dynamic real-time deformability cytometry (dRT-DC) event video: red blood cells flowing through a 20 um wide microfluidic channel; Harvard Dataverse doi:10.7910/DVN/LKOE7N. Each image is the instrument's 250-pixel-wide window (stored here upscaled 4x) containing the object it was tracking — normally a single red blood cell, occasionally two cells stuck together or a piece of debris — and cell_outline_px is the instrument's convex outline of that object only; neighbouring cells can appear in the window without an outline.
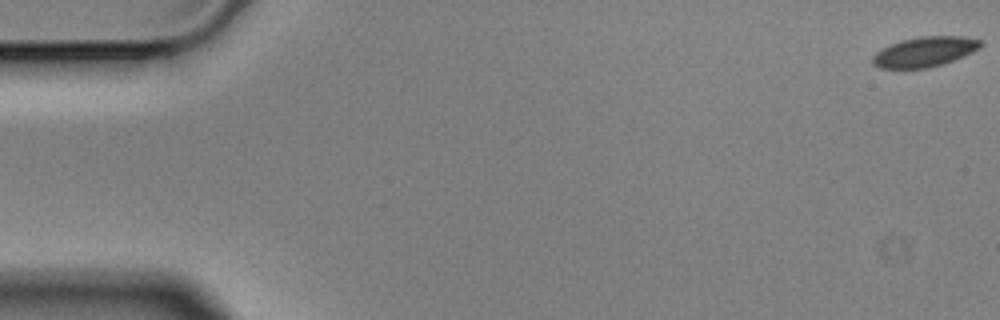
{"species": "Egyptian fruit bat (a non-hibernating species)", "species_latin": "Rousettus aegyptiacus", "temperature_condition": "cold", "stored_images_in_passage": 57, "camera_frame_rate_fps": 3000, "um_per_image_px": 0.085, "animal": {"sex": "male"}, "frame": {"image": 1, "passage_image": 1, "time_ms": 0.0, "image_size_px": [1000, 320], "cell_outline_px": [[984, 44], [980, 48], [964, 56], [928, 68], [880, 68], [872, 64], [872, 56], [880, 48], [900, 40], [920, 36], [964, 36], [980, 40]], "centroid_in_image_um": [78.57, 4.39], "position_along_channel_um": 6.4, "area_um2": 18.96}}
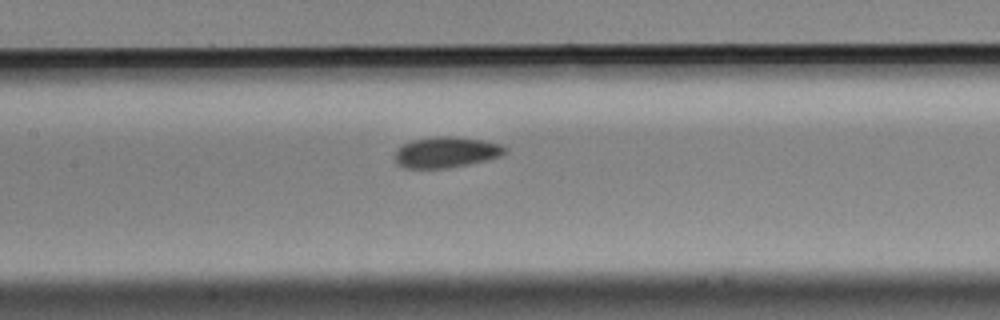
{"frame": {"image": 2, "passage_image": 27, "time_ms": 8.667, "image_size_px": [1000, 320], "cell_outline_px": [[508, 152], [500, 156], [468, 164], [448, 168], [404, 168], [396, 164], [392, 156], [396, 148], [412, 140], [436, 136], [452, 136], [484, 140], [500, 144], [508, 148]], "centroid_in_image_um": [37.88, 12.94], "position_along_channel_um": 169.5, "area_um2": 20.06}}
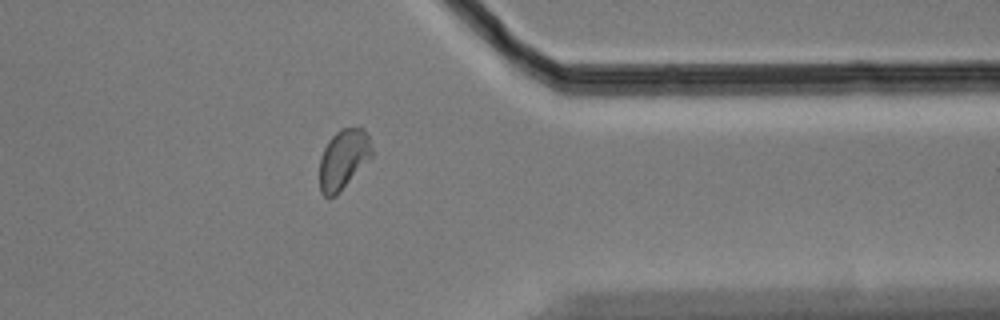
{"frame": {"image": 3, "passage_image": 46, "time_ms": 15.0, "image_size_px": [1000, 320], "cell_outline_px": [[376, 152], [336, 196], [324, 196], [320, 192], [320, 156], [328, 140], [340, 128], [364, 128]], "centroid_in_image_um": [29.21, 13.52], "position_along_channel_um": 382.2, "area_um2": 18.38}, "authors_computed_cell_mechanics": {"area_um2": 19.1318, "velocity_mm_per_s": 3.5247, "shape_relaxation_time_tau1_ms": 7.8529, "shape_relaxation_time_tau2_ms": 3.1889, "deformation_change_tau1": 0.1088, "deformation_change_tau2": 0.058}}